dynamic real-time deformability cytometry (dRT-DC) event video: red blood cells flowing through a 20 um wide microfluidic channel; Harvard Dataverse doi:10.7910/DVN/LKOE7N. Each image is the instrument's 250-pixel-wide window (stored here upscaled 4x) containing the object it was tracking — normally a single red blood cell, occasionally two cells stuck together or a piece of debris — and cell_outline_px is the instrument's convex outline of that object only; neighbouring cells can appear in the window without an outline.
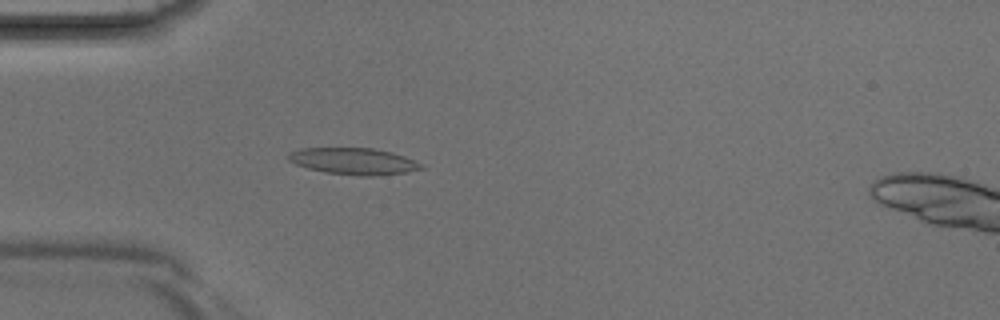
{"species": "Egyptian fruit bat (a non-hibernating species)", "species_latin": "Rousettus aegyptiacus", "temperature_condition": "room temperature", "stored_images_in_passage": 3, "camera_frame_rate_fps": 3000, "um_per_image_px": 0.085, "animal": {"sex": "male"}, "frame": {"image": 1, "passage_image": 3, "time_ms": 0.667, "image_size_px": [1000, 320], "cell_outline_px": [[424, 168], [408, 172], [372, 176], [360, 176], [324, 172], [308, 168], [296, 164], [288, 160], [288, 156], [292, 152], [300, 148], [372, 148], [392, 152], [404, 156], [424, 164]], "centroid_in_image_um": [30.1, 13.71], "position_along_channel_um": 54.9, "area_um2": 20.58}}